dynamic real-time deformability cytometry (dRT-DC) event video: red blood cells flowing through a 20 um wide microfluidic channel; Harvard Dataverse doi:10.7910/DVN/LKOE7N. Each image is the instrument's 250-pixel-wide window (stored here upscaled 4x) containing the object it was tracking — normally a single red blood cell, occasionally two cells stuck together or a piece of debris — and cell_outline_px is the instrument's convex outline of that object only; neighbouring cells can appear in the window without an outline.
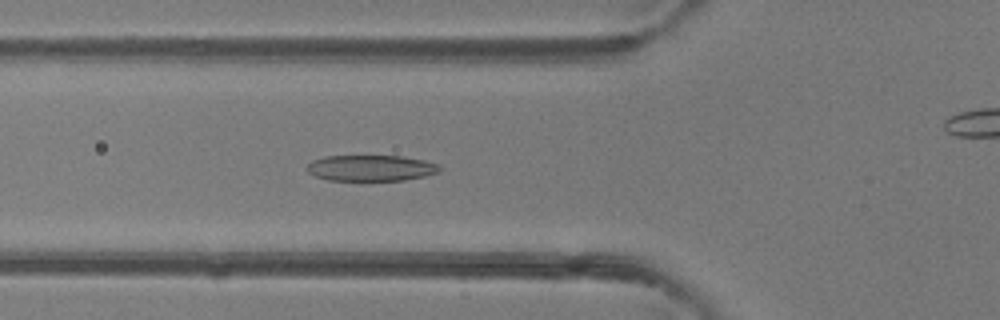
{"species": "common noctule bat (a hibernating species)", "species_latin": "Nyctalus noctula", "temperature_condition": "room temperature", "stored_images_in_passage": 40, "camera_frame_rate_fps": 3000, "um_per_image_px": 0.085, "animal": {"sex": "female"}, "frame": {"image": 1, "passage_image": 7, "time_ms": 2.0, "image_size_px": [1000, 320], "cell_outline_px": [[440, 172], [424, 176], [404, 180], [328, 180], [316, 176], [308, 172], [308, 164], [312, 160], [324, 156], [404, 156], [424, 160], [440, 164]], "centroid_in_image_um": [31.56, 14.27], "position_along_channel_um": 94.2, "area_um2": 20.06}}
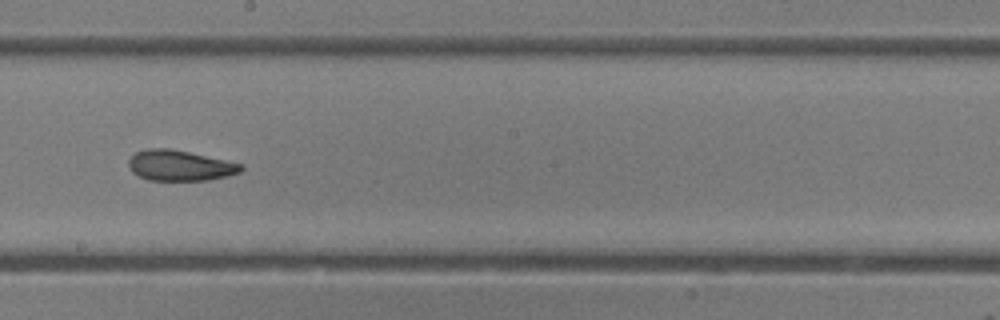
{"frame": {"image": 2, "passage_image": 17, "time_ms": 5.333, "image_size_px": [1000, 320], "cell_outline_px": [[244, 168], [240, 172], [228, 176], [208, 180], [148, 180], [132, 172], [128, 164], [128, 160], [136, 152], [148, 148], [172, 148], [244, 164]], "centroid_in_image_um": [15.31, 14.06], "position_along_channel_um": 232.9, "area_um2": 20.11}}
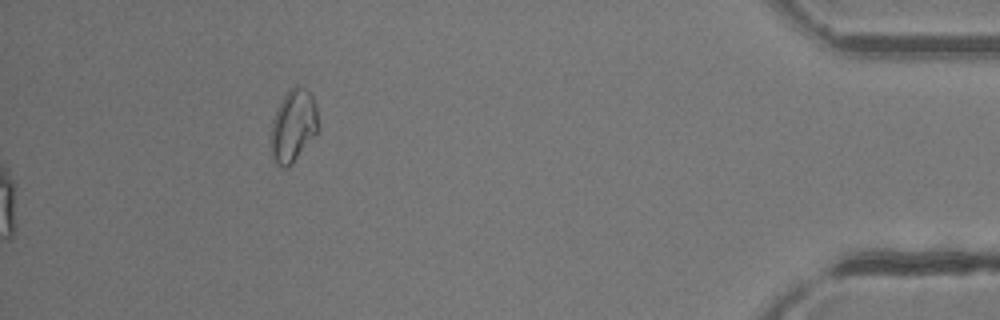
{"frame": {"image": 3, "passage_image": 40, "time_ms": 13.0, "image_size_px": [1000, 320], "cell_outline_px": [[316, 136], [288, 168], [284, 168], [276, 164], [272, 156], [272, 120], [276, 108], [284, 96], [292, 88], [304, 88], [312, 96], [316, 108]], "centroid_in_image_um": [24.91, 10.75], "position_along_channel_um": 410.3, "area_um2": 19.42}, "authors_computed_cell_mechanics": {"area_um2": 20.6346, "velocity_mm_per_s": 4.1394, "shape_relaxation_time_tau1_ms": 5.8703, "shape_relaxation_time_tau2_ms": 2.3818, "deformation_change_tau1": 0.1774, "deformation_change_tau2": 0.0868}}